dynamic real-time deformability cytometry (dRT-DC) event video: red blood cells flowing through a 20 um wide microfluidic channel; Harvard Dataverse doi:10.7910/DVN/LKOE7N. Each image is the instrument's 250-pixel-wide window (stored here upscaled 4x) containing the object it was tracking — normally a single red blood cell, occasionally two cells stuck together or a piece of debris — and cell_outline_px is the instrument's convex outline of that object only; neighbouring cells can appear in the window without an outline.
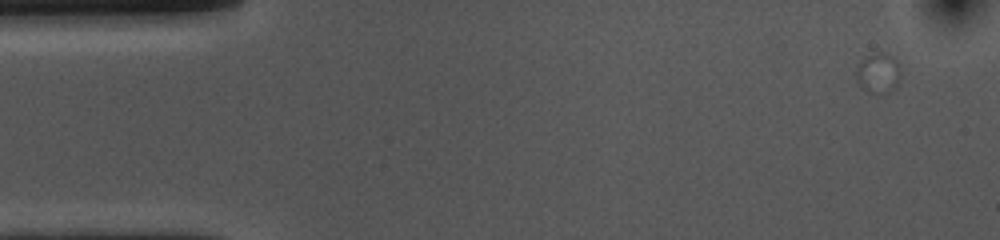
{"species": "common noctule bat (a hibernating species)", "species_latin": "Nyctalus noctula", "temperature_condition": "cold", "stored_images_in_passage": 1, "camera_frame_rate_fps": 3000, "um_per_image_px": 0.085, "animal": {"sex": "female", "body_mass_g": 10.0, "forearm_length_mm": 53.1}, "frame": {"image": 1, "passage_image": 1, "time_ms": 0.0, "image_size_px": [1000, 240], "cell_outline_px": [[900, 84], [888, 92], [876, 96], [860, 88], [856, 80], [856, 72], [860, 64], [868, 56], [880, 52], [884, 52], [892, 56], [900, 64]], "centroid_in_image_um": [74.69, 6.28], "position_along_channel_um": 10.3, "area_um2": 10.64}}